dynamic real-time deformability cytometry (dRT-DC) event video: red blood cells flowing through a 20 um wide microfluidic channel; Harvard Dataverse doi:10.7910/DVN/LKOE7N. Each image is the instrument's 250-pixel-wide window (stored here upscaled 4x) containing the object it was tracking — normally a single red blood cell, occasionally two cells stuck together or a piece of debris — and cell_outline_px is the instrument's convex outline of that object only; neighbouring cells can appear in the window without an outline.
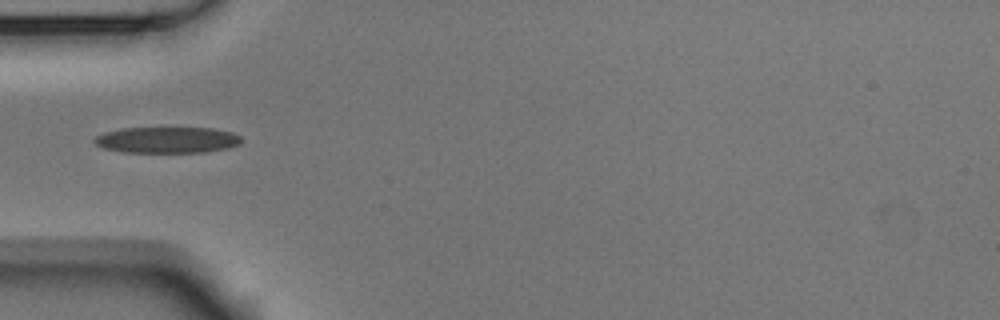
{"species": "Egyptian fruit bat (a non-hibernating species)", "species_latin": "Rousettus aegyptiacus", "temperature_condition": "room temperature", "stored_images_in_passage": 38, "camera_frame_rate_fps": 3000, "um_per_image_px": 0.085, "animal": {"sex": "male"}, "frame": {"image": 1, "passage_image": 1, "time_ms": 0.0, "image_size_px": [1000, 320], "cell_outline_px": [[240, 144], [228, 148], [204, 152], [124, 152], [104, 148], [96, 144], [92, 140], [96, 136], [104, 132], [120, 128], [212, 128], [232, 132], [240, 136]], "centroid_in_image_um": [14.19, 11.89], "position_along_channel_um": 70.8, "area_um2": 22.37}}
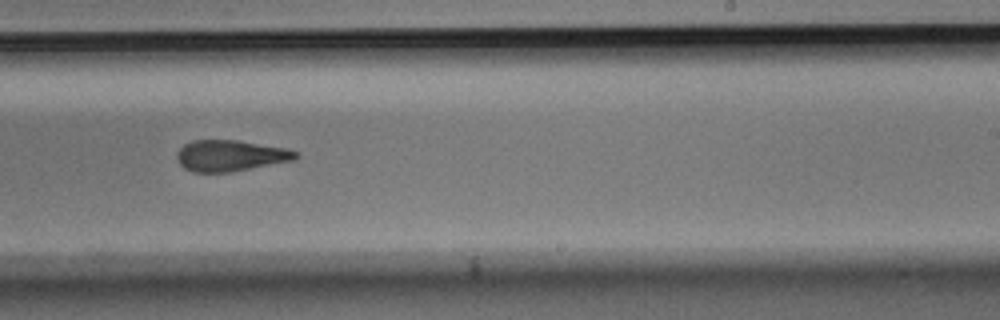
{"frame": {"image": 2, "passage_image": 17, "time_ms": 5.333, "image_size_px": [1000, 320], "cell_outline_px": [[300, 156], [292, 160], [232, 172], [192, 172], [184, 168], [176, 160], [176, 152], [184, 144], [192, 140], [236, 140], [288, 148], [300, 152]], "centroid_in_image_um": [19.58, 13.23], "position_along_channel_um": 269.4, "area_um2": 21.73}}
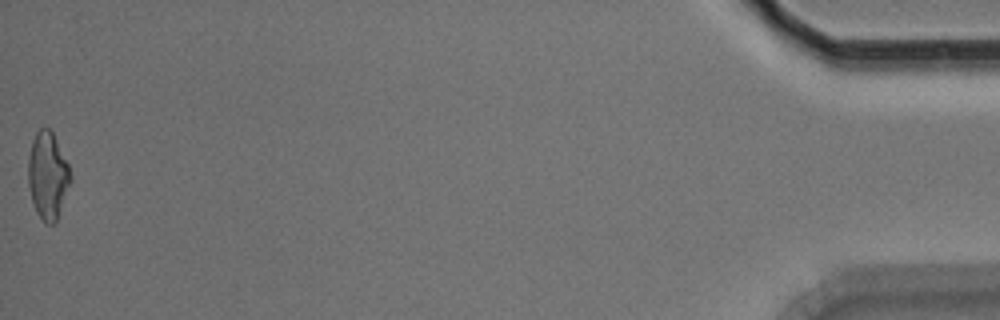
{"frame": {"image": 3, "passage_image": 38, "time_ms": 12.333, "image_size_px": [1000, 320], "cell_outline_px": [[72, 180], [56, 220], [52, 224], [44, 224], [36, 212], [32, 200], [28, 184], [28, 160], [32, 140], [36, 132], [40, 128], [48, 128], [52, 132], [68, 164], [72, 176]], "centroid_in_image_um": [4.05, 14.94], "position_along_channel_um": 431.1, "area_um2": 21.39}, "authors_computed_cell_mechanics": {"area_um2": 22.0507, "velocity_mm_per_s": 3.7067, "shape_relaxation_time_tau1_ms": 3.9923, "shape_relaxation_time_tau2_ms": 3.2802, "deformation_change_tau1": 0.1596, "deformation_change_tau2": 0.1312}}